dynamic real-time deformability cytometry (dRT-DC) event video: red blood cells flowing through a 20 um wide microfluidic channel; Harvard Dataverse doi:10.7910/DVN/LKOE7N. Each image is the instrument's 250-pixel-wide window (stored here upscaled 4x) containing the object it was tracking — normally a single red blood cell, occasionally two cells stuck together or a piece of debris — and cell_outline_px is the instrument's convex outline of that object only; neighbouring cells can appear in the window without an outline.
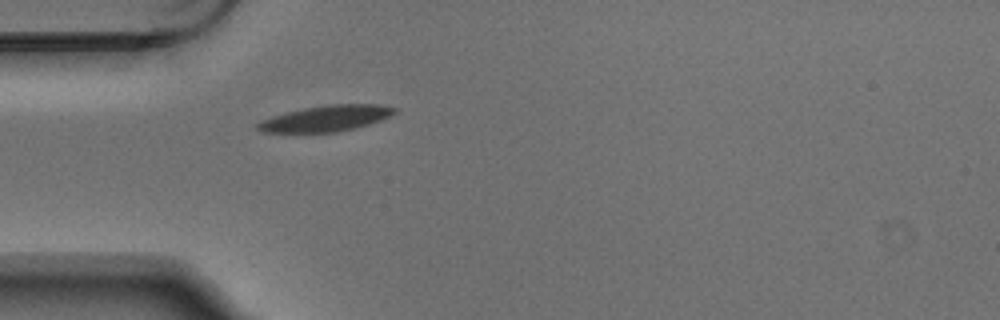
{"species": "Egyptian fruit bat (a non-hibernating species)", "species_latin": "Rousettus aegyptiacus", "temperature_condition": "warm", "stored_images_in_passage": 3, "camera_frame_rate_fps": 3000, "um_per_image_px": 0.085, "animal": {"sex": "male"}, "frame": {"image": 1, "passage_image": 3, "time_ms": 0.667, "image_size_px": [1000, 320], "cell_outline_px": [[396, 112], [380, 120], [368, 124], [336, 132], [264, 132], [256, 128], [256, 124], [260, 120], [272, 116], [304, 108], [324, 104], [380, 104], [396, 108]], "centroid_in_image_um": [27.69, 10.05], "position_along_channel_um": 57.3, "area_um2": 20.46}}